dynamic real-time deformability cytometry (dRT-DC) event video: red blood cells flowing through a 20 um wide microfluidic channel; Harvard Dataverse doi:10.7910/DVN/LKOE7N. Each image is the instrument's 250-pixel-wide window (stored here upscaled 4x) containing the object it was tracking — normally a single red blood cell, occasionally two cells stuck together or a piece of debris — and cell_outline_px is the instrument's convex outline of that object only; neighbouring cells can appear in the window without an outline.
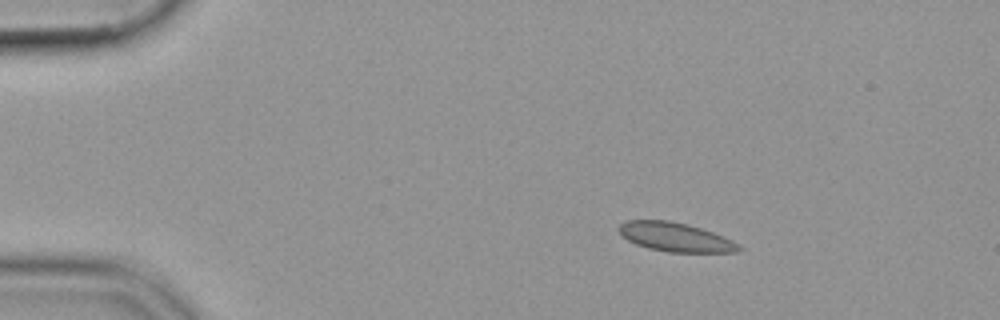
{"species": "common noctule bat (a hibernating species)", "species_latin": "Nyctalus noctula", "temperature_condition": "cold", "stored_images_in_passage": 46, "camera_frame_rate_fps": 3000, "um_per_image_px": 0.085, "animal": {"sex": "female", "body_mass_g": 19.9}, "frame": {"image": 1, "passage_image": 1, "time_ms": 0.0, "image_size_px": [1000, 320], "cell_outline_px": [[744, 248], [736, 252], [668, 252], [648, 248], [636, 244], [620, 236], [616, 228], [620, 224], [628, 220], [668, 220], [700, 228], [712, 232], [732, 240]], "centroid_in_image_um": [57.36, 20.15], "position_along_channel_um": 27.6, "area_um2": 20.23}}
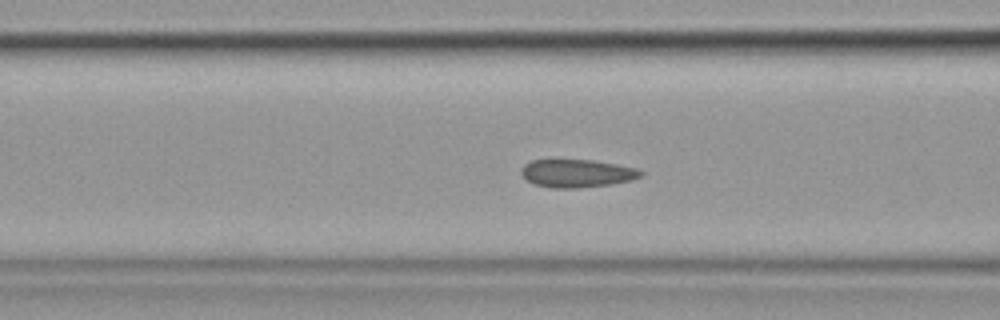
{"frame": {"image": 2, "passage_image": 14, "time_ms": 4.333, "image_size_px": [1000, 320], "cell_outline_px": [[644, 176], [632, 180], [612, 184], [580, 188], [552, 188], [536, 184], [528, 180], [520, 172], [520, 168], [524, 164], [532, 160], [592, 160], [616, 164], [636, 168], [644, 172]], "centroid_in_image_um": [49.07, 14.73], "position_along_channel_um": 117.5, "area_um2": 19.54}}
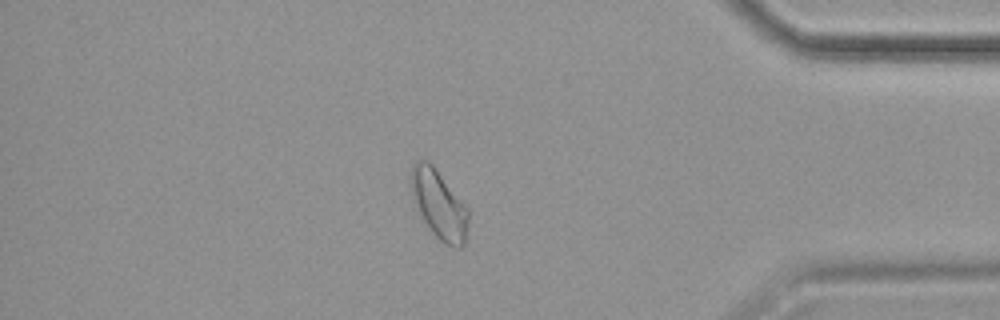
{"frame": {"image": 3, "passage_image": 39, "time_ms": 12.667, "image_size_px": [1000, 320], "cell_outline_px": [[468, 224], [464, 244], [460, 248], [456, 248], [444, 244], [432, 232], [424, 220], [412, 196], [408, 184], [412, 168], [416, 160], [428, 160], [436, 168], [468, 208]], "centroid_in_image_um": [37.3, 17.36], "position_along_channel_um": 397.9, "area_um2": 22.95}}